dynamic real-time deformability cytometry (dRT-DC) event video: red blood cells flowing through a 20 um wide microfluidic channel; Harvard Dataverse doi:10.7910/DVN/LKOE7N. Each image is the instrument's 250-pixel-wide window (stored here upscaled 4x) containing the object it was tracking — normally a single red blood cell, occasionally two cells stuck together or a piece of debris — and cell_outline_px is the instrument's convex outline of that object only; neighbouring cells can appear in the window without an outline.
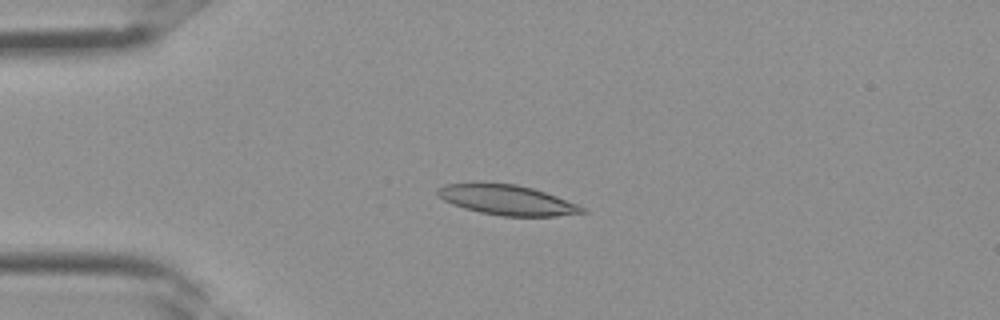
{"species": "Egyptian fruit bat (a non-hibernating species)", "species_latin": "Rousettus aegyptiacus", "temperature_condition": "room temperature", "stored_images_in_passage": 3, "camera_frame_rate_fps": 3000, "um_per_image_px": 0.085, "frame": {"image": 1, "passage_image": 2, "time_ms": 0.333, "image_size_px": [1000, 320], "cell_outline_px": [[588, 212], [556, 216], [500, 216], [480, 212], [464, 208], [452, 204], [444, 200], [436, 192], [436, 188], [444, 184], [516, 184], [532, 188], [556, 196], [588, 208]], "centroid_in_image_um": [43.14, 17.02], "position_along_channel_um": 41.9, "area_um2": 24.97}}
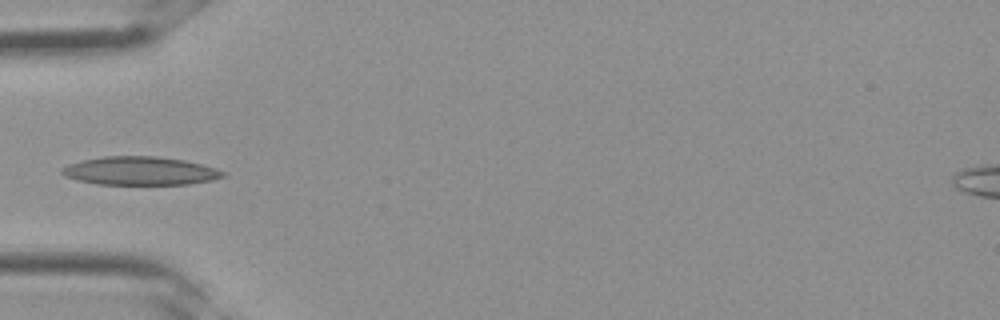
{"frame": {"image": 2, "passage_image": 3, "time_ms": 0.667, "image_size_px": [1000, 320], "cell_outline_px": [[228, 176], [212, 180], [188, 184], [96, 184], [76, 180], [64, 176], [60, 172], [60, 168], [68, 164], [84, 160], [104, 156], [156, 156], [184, 160], [216, 168], [228, 172]], "centroid_in_image_um": [11.92, 14.53], "position_along_channel_um": 73.1, "area_um2": 26.82}}